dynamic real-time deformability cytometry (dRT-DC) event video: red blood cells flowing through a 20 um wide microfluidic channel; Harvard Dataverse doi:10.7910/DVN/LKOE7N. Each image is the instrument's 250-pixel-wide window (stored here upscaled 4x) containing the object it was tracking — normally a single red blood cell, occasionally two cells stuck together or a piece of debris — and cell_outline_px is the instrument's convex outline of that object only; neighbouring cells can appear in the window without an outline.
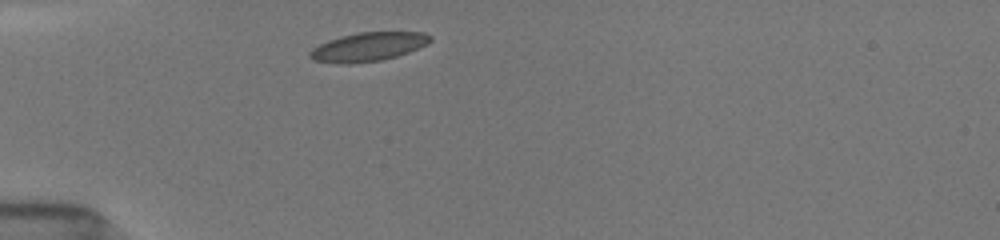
{"species": "common noctule bat (a hibernating species)", "species_latin": "Nyctalus noctula", "temperature_condition": "room temperature", "stored_images_in_passage": 1, "camera_frame_rate_fps": 3000, "um_per_image_px": 0.085, "animal": {"sex": "female", "body_mass_g": 19.5, "forearm_length_mm": 54.1}, "frame": {"image": 1, "passage_image": 1, "time_ms": 0.0, "image_size_px": [1000, 240], "cell_outline_px": [[432, 40], [428, 44], [408, 52], [396, 56], [380, 60], [348, 64], [336, 64], [312, 60], [308, 56], [308, 52], [312, 48], [328, 40], [340, 36], [360, 32], [424, 32], [432, 36]], "centroid_in_image_um": [31.27, 3.98], "position_along_channel_um": 53.7, "area_um2": 20.35}}